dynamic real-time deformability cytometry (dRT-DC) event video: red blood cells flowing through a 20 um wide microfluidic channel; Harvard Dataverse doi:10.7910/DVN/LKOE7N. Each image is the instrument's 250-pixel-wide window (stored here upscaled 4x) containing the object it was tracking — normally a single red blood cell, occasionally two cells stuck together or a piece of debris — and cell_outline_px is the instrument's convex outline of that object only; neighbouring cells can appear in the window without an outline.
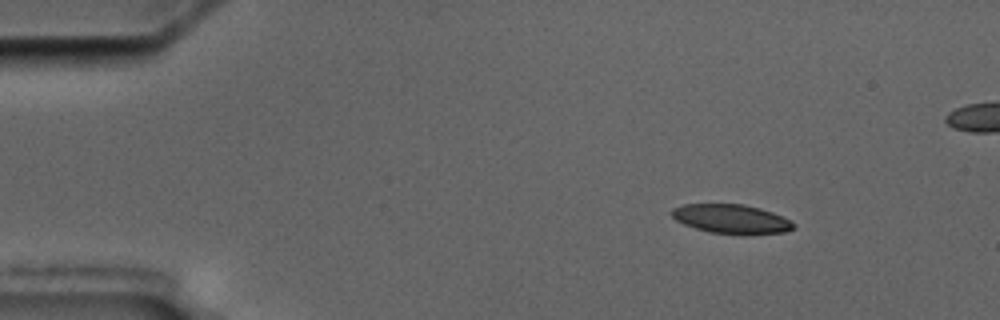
{"species": "common noctule bat (a hibernating species)", "species_latin": "Nyctalus noctula", "temperature_condition": "cold", "stored_images_in_passage": 7, "camera_frame_rate_fps": 3000, "um_per_image_px": 0.085, "animal": {"sex": "male", "body_mass_g": 17.5, "forearm_length_mm": 52.3}, "frame": {"image": 1, "passage_image": 1, "time_ms": 0.0, "image_size_px": [1000, 320], "cell_outline_px": [[796, 228], [784, 232], [752, 236], [708, 232], [684, 224], [676, 220], [668, 212], [672, 208], [684, 204], [744, 204], [760, 208], [772, 212], [792, 220], [796, 224]], "centroid_in_image_um": [62.21, 18.63], "position_along_channel_um": 22.8, "area_um2": 21.27}}
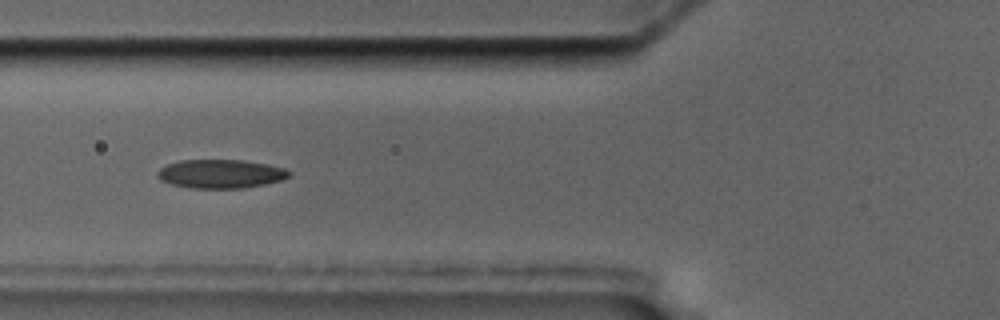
{"frame": {"image": 2, "passage_image": 5, "time_ms": 4.667, "image_size_px": [1000, 320], "cell_outline_px": [[292, 172], [288, 176], [280, 180], [264, 184], [240, 188], [192, 188], [172, 184], [160, 180], [156, 176], [156, 172], [160, 168], [168, 164], [180, 160], [244, 160], [268, 164], [284, 168]], "centroid_in_image_um": [18.73, 14.77], "position_along_channel_um": 107.1, "area_um2": 21.96}}
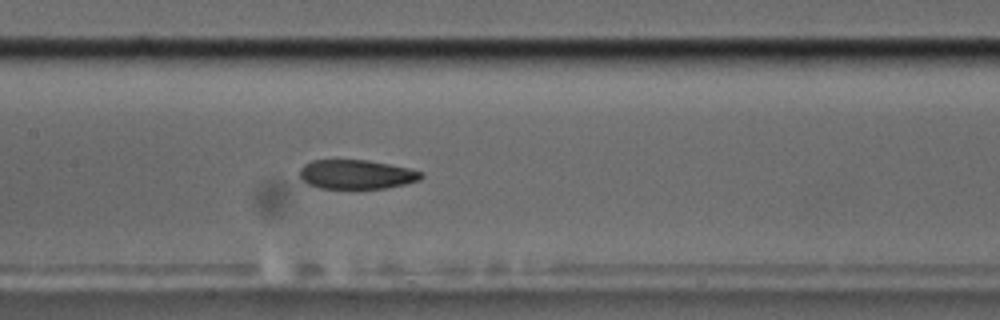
{"frame": {"image": 3, "passage_image": 7, "time_ms": 6.667, "image_size_px": [1000, 320], "cell_outline_px": [[424, 176], [420, 180], [388, 188], [320, 188], [308, 184], [300, 176], [300, 168], [304, 164], [312, 160], [368, 160], [408, 168], [424, 172]], "centroid_in_image_um": [30.32, 14.82], "position_along_channel_um": 177.1, "area_um2": 20.63}}